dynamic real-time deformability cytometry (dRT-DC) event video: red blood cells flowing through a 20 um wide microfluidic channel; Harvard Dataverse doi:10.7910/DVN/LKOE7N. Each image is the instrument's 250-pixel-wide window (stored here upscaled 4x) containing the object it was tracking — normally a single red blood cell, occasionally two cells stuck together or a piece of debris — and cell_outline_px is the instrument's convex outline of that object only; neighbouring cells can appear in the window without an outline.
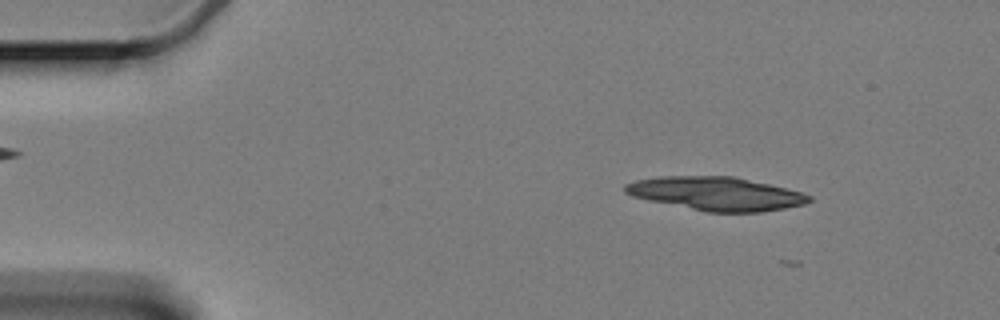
{"species": "Egyptian fruit bat (a non-hibernating species)", "species_latin": "Rousettus aegyptiacus", "temperature_condition": "cold", "stored_images_in_passage": 11, "camera_frame_rate_fps": 3000, "um_per_image_px": 0.085, "animal": {"sex": "female"}, "frame": {"image": 1, "passage_image": 6, "time_ms": 1.667, "image_size_px": [1000, 320], "cell_outline_px": [[812, 200], [804, 204], [784, 208], [760, 212], [708, 212], [648, 200], [632, 196], [624, 192], [624, 184], [636, 180], [656, 176], [736, 176], [800, 192], [812, 196]], "centroid_in_image_um": [60.83, 16.45], "position_along_channel_um": 24.2, "area_um2": 35.78}}